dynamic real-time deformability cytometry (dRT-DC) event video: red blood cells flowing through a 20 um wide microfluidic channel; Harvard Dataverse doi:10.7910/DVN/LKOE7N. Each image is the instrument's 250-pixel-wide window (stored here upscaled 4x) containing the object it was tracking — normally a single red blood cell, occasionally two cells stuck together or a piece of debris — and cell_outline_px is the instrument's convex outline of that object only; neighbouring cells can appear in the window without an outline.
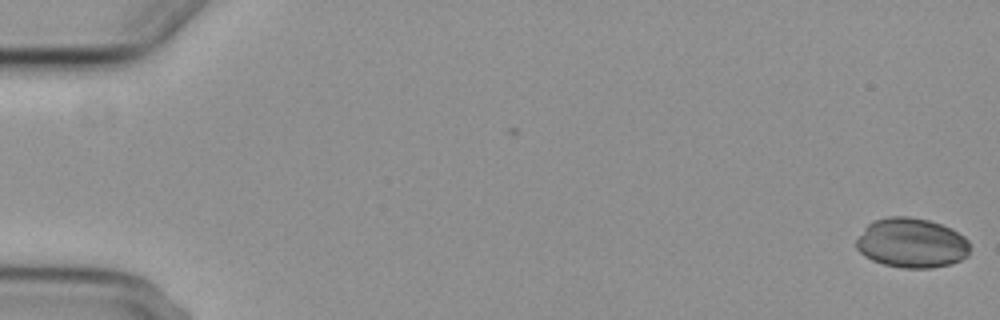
{"species": "common noctule bat (a hibernating species)", "species_latin": "Nyctalus noctula", "temperature_condition": "cold", "stored_images_in_passage": 7, "camera_frame_rate_fps": 3000, "um_per_image_px": 0.085, "animal": {"sex": "female", "body_mass_g": 29.2, "forearm_length_mm": 56.3}, "frame": {"image": 1, "passage_image": 1, "time_ms": 0.0, "image_size_px": [1000, 320], "cell_outline_px": [[968, 256], [952, 264], [932, 268], [904, 268], [884, 264], [872, 260], [864, 256], [856, 248], [856, 240], [864, 228], [872, 220], [888, 216], [908, 216], [928, 220], [952, 228], [964, 236], [968, 240]], "centroid_in_image_um": [77.48, 20.65], "position_along_channel_um": 7.5, "area_um2": 33.12}}
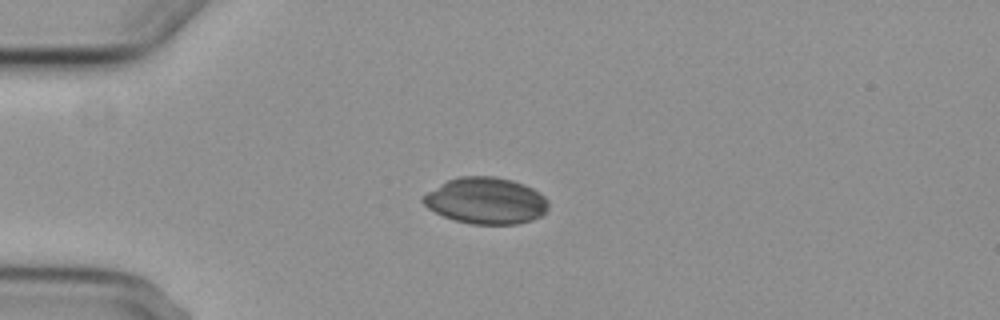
{"frame": {"image": 2, "passage_image": 5, "time_ms": 4.667, "image_size_px": [1000, 320], "cell_outline_px": [[548, 208], [540, 216], [532, 220], [516, 224], [472, 224], [456, 220], [444, 216], [428, 208], [420, 200], [428, 192], [440, 184], [448, 180], [460, 176], [496, 176], [512, 180], [524, 184], [540, 192], [548, 200]], "centroid_in_image_um": [41.32, 17.05], "position_along_channel_um": 43.7, "area_um2": 33.81}}
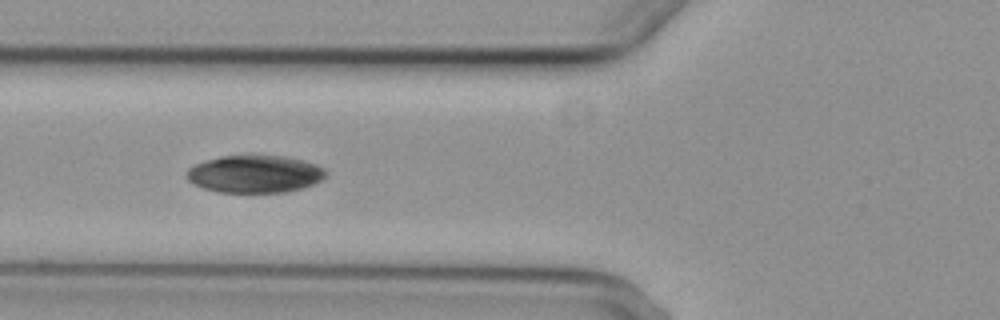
{"frame": {"image": 3, "passage_image": 7, "time_ms": 7.0, "image_size_px": [1000, 320], "cell_outline_px": [[328, 172], [320, 180], [312, 184], [288, 192], [220, 192], [204, 188], [192, 184], [188, 180], [188, 168], [196, 164], [220, 156], [284, 156], [304, 160], [316, 164], [324, 168]], "centroid_in_image_um": [21.67, 14.79], "position_along_channel_um": 104.1, "area_um2": 30.11}}